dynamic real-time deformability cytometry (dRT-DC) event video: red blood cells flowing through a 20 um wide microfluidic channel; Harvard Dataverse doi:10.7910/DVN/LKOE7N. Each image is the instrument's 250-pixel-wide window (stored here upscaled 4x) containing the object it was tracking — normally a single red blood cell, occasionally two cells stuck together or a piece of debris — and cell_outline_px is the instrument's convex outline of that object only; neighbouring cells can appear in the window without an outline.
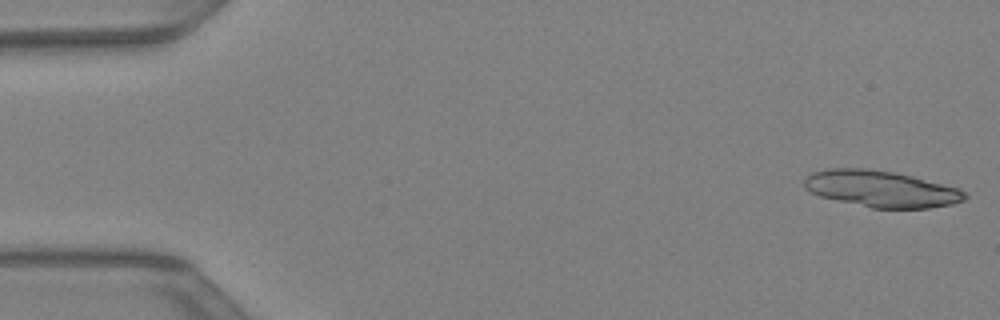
{"species": "Egyptian fruit bat (a non-hibernating species)", "species_latin": "Rousettus aegyptiacus", "temperature_condition": "warm", "stored_images_in_passage": 43, "segment_of_instrument_passage": [1, 2], "camera_frame_rate_fps": 3000, "um_per_image_px": 0.085, "animal": {"sex": "female"}, "frame": {"image": 1, "passage_image": 1, "time_ms": 0.0, "image_size_px": [1000, 320], "cell_outline_px": [[968, 196], [964, 200], [952, 204], [928, 208], [872, 208], [820, 196], [804, 188], [804, 180], [812, 172], [824, 168], [868, 168], [896, 172], [960, 188]], "centroid_in_image_um": [74.9, 16.04], "position_along_channel_um": 10.1, "area_um2": 34.16}}